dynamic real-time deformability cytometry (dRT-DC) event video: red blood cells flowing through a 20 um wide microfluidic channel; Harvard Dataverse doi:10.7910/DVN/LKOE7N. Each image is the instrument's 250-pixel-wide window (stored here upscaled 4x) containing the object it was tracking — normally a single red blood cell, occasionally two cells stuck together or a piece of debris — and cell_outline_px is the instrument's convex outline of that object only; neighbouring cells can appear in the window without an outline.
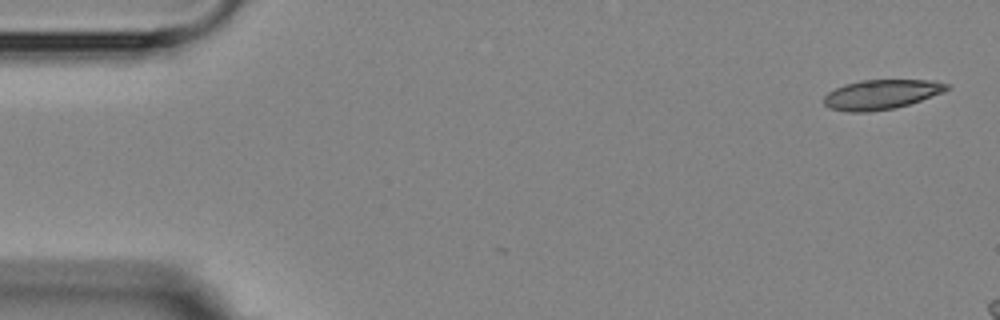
{"species": "Egyptian fruit bat (a non-hibernating species)", "species_latin": "Rousettus aegyptiacus", "temperature_condition": "room temperature", "stored_images_in_passage": 2, "camera_frame_rate_fps": 3000, "um_per_image_px": 0.085, "animal": {"sex": "female"}, "frame": {"image": 1, "passage_image": 1, "time_ms": 0.0, "image_size_px": [1000, 320], "cell_outline_px": [[952, 88], [944, 92], [896, 108], [868, 112], [848, 112], [828, 108], [824, 104], [824, 96], [828, 92], [844, 84], [860, 80], [936, 80], [948, 84]], "centroid_in_image_um": [74.91, 8.02], "position_along_channel_um": 10.1, "area_um2": 21.39}}